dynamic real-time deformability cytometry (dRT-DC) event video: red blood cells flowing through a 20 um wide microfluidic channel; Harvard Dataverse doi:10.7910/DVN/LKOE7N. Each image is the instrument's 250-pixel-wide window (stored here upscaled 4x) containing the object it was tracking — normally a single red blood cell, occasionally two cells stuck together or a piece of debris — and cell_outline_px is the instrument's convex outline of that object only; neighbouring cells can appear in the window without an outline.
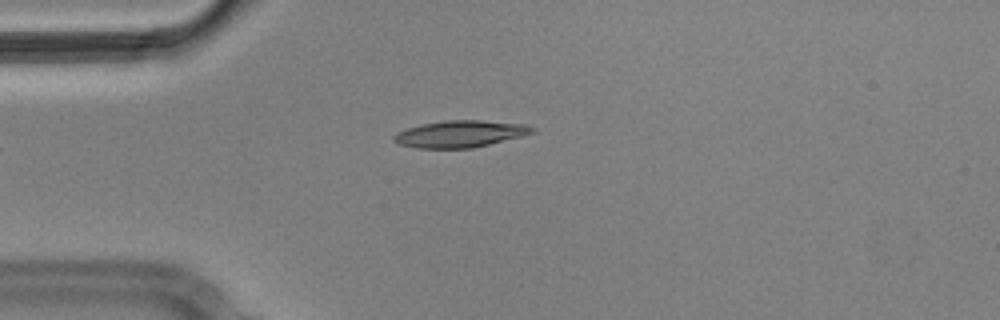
{"species": "Egyptian fruit bat (a non-hibernating species)", "species_latin": "Rousettus aegyptiacus", "temperature_condition": "cold", "stored_images_in_passage": 4, "camera_frame_rate_fps": 3000, "um_per_image_px": 0.085, "animal": {"sex": "male"}, "frame": {"image": 1, "passage_image": 4, "time_ms": 1.0, "image_size_px": [1000, 320], "cell_outline_px": [[536, 132], [472, 148], [416, 148], [400, 144], [392, 140], [392, 136], [396, 132], [408, 128], [424, 124], [444, 120], [480, 120], [528, 124], [536, 128]], "centroid_in_image_um": [39.12, 11.37], "position_along_channel_um": 45.9, "area_um2": 21.56}}